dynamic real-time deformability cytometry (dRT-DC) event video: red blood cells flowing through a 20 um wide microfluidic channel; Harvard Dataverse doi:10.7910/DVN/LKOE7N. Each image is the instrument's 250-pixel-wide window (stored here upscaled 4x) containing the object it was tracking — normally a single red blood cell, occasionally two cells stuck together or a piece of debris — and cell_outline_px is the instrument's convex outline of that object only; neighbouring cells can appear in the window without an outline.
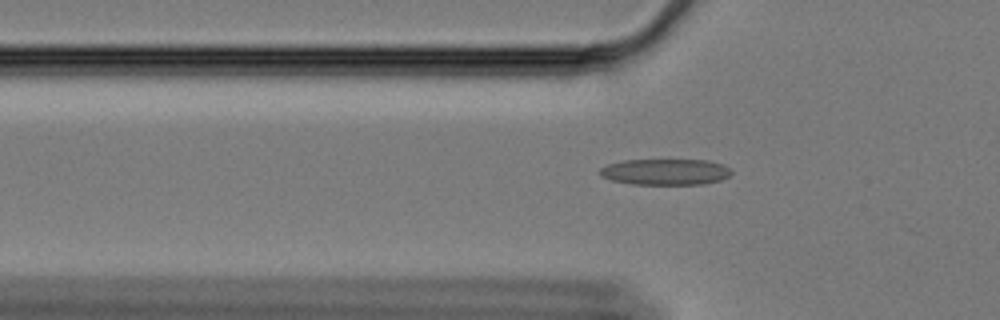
{"species": "Egyptian fruit bat (a non-hibernating species)", "species_latin": "Rousettus aegyptiacus", "temperature_condition": "cold", "stored_images_in_passage": 8, "camera_frame_rate_fps": 3000, "um_per_image_px": 0.085, "animal": {"sex": "female"}, "frame": {"image": 1, "passage_image": 5, "time_ms": 1.333, "image_size_px": [1000, 320], "cell_outline_px": [[732, 172], [728, 176], [720, 180], [704, 184], [632, 184], [612, 180], [600, 176], [596, 172], [600, 168], [608, 164], [624, 160], [708, 160], [720, 164], [728, 168]], "centroid_in_image_um": [56.5, 14.61], "position_along_channel_um": 69.3, "area_um2": 19.94}}